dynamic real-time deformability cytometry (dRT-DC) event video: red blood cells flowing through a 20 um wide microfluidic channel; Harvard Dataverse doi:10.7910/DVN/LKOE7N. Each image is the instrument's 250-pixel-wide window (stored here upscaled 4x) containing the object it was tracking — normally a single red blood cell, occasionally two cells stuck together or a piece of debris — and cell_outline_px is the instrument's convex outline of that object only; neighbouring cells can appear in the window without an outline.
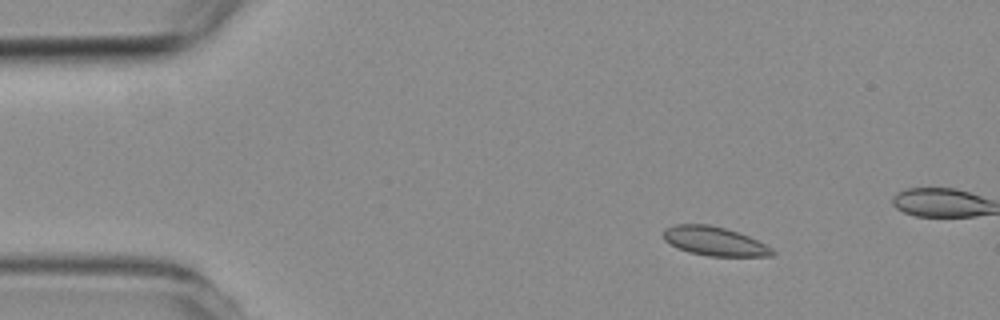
{"species": "common noctule bat (a hibernating species)", "species_latin": "Nyctalus noctula", "temperature_condition": "room temperature", "stored_images_in_passage": 3, "camera_frame_rate_fps": 3000, "um_per_image_px": 0.085, "animal": {"sex": "female", "body_mass_g": 19.3, "forearm_length_mm": 54.1}, "frame": {"image": 1, "passage_image": 1, "time_ms": 0.0, "image_size_px": [1000, 320], "cell_outline_px": [[776, 252], [772, 256], [708, 256], [688, 252], [676, 248], [664, 240], [664, 228], [676, 224], [708, 224], [724, 228], [748, 236], [772, 248]], "centroid_in_image_um": [60.7, 20.51], "position_along_channel_um": 24.3, "area_um2": 18.32}}